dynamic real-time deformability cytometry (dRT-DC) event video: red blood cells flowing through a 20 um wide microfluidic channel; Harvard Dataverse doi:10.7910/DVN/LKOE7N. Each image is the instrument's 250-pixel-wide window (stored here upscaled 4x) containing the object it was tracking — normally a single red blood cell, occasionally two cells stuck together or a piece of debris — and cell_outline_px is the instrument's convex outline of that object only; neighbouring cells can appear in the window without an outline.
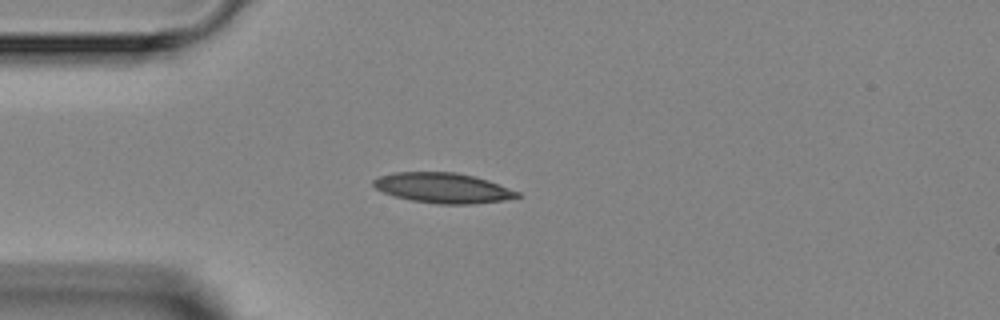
{"species": "Egyptian fruit bat (a non-hibernating species)", "species_latin": "Rousettus aegyptiacus", "temperature_condition": "room temperature", "stored_images_in_passage": 7, "camera_frame_rate_fps": 3000, "um_per_image_px": 0.085, "animal": {"sex": "female"}, "frame": {"image": 1, "passage_image": 5, "time_ms": 8.333, "image_size_px": [1000, 320], "cell_outline_px": [[520, 196], [504, 200], [472, 204], [436, 204], [412, 200], [396, 196], [384, 192], [376, 188], [372, 184], [372, 180], [380, 176], [392, 172], [456, 172], [488, 180], [520, 192]], "centroid_in_image_um": [37.64, 15.97], "position_along_channel_um": 47.4, "area_um2": 25.14}}
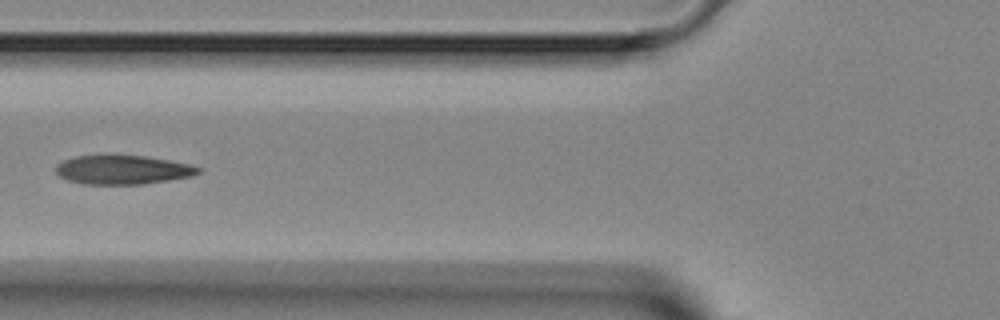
{"frame": {"image": 2, "passage_image": 7, "time_ms": 10.333, "image_size_px": [1000, 320], "cell_outline_px": [[204, 168], [200, 172], [192, 176], [144, 184], [84, 184], [68, 180], [60, 176], [56, 172], [56, 164], [64, 160], [76, 156], [144, 156], [192, 164]], "centroid_in_image_um": [10.47, 14.44], "position_along_channel_um": 115.3, "area_um2": 23.93}}